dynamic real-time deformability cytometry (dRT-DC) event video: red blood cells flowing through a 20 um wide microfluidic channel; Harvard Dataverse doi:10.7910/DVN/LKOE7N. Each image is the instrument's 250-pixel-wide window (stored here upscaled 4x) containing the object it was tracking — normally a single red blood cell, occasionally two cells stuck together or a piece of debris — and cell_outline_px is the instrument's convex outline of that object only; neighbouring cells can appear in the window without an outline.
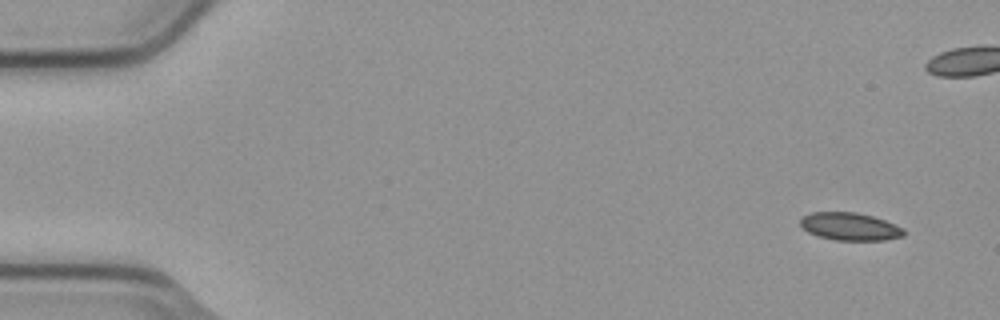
{"species": "common noctule bat (a hibernating species)", "species_latin": "Nyctalus noctula", "temperature_condition": "cold", "stored_images_in_passage": 5, "camera_frame_rate_fps": 3000, "um_per_image_px": 0.085, "animal": {"sex": "male", "body_mass_g": 23.1, "forearm_length_mm": 52.7}, "frame": {"image": 1, "passage_image": 1, "time_ms": 0.0, "image_size_px": [1000, 320], "cell_outline_px": [[904, 236], [884, 240], [836, 240], [816, 236], [808, 232], [800, 224], [800, 220], [804, 216], [812, 212], [856, 212], [872, 216], [884, 220], [904, 228]], "centroid_in_image_um": [72.24, 19.26], "position_along_channel_um": 12.8, "area_um2": 16.65}}